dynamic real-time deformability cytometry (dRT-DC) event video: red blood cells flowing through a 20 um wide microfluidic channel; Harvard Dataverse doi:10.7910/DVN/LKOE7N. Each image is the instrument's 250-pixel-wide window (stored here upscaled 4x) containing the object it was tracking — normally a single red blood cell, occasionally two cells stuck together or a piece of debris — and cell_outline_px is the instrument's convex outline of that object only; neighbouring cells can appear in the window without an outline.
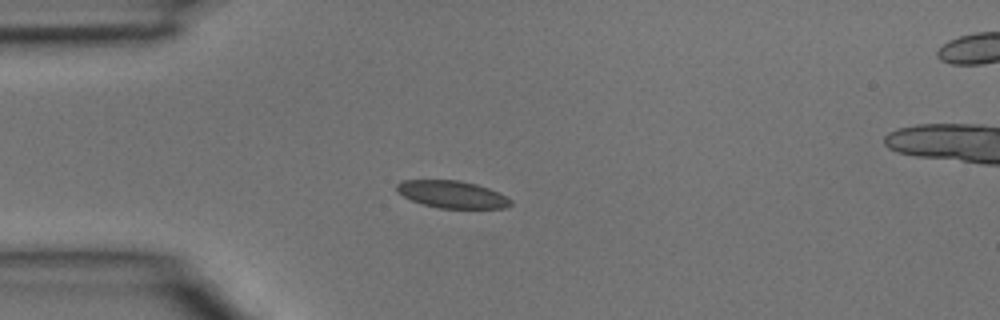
{"species": "common noctule bat (a hibernating species)", "species_latin": "Nyctalus noctula", "temperature_condition": "room temperature", "stored_images_in_passage": 3, "camera_frame_rate_fps": 3000, "um_per_image_px": 0.085, "animal": {"sex": "male", "body_mass_g": 15.6}, "frame": {"image": 1, "passage_image": 2, "time_ms": 0.333, "image_size_px": [1000, 320], "cell_outline_px": [[512, 204], [504, 208], [440, 208], [424, 204], [412, 200], [396, 192], [396, 184], [404, 180], [460, 180], [476, 184], [488, 188], [512, 200]], "centroid_in_image_um": [38.4, 16.51], "position_along_channel_um": 46.6, "area_um2": 17.92}}